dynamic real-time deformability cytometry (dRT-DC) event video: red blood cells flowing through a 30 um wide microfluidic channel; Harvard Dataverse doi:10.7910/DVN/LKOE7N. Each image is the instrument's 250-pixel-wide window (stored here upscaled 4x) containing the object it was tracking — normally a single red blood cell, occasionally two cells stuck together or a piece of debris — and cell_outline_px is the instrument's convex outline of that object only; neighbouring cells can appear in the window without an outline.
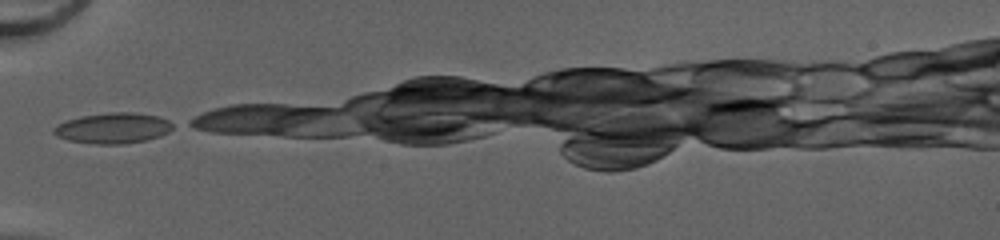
{"species": "common noctule bat (a hibernating species)", "species_latin": "Nyctalus noctula", "temperature_condition": "cold", "stored_images_in_passage": 4, "camera_frame_rate_fps": 3000, "um_per_image_px": 0.085, "animal": {"sex": "female", "body_mass_g": 20.0, "forearm_length_mm": 54.0}, "frame": {"image": 1, "passage_image": 1, "time_ms": 0.0, "image_size_px": [1000, 240], "cell_outline_px": [[180, 124], [168, 132], [160, 136], [144, 140], [120, 144], [96, 144], [68, 140], [56, 136], [52, 132], [52, 128], [68, 120], [80, 116], [108, 112], [136, 112], [160, 116]], "centroid_in_image_um": [9.68, 10.87], "position_along_channel_um": 75.3, "area_um2": 21.56}}